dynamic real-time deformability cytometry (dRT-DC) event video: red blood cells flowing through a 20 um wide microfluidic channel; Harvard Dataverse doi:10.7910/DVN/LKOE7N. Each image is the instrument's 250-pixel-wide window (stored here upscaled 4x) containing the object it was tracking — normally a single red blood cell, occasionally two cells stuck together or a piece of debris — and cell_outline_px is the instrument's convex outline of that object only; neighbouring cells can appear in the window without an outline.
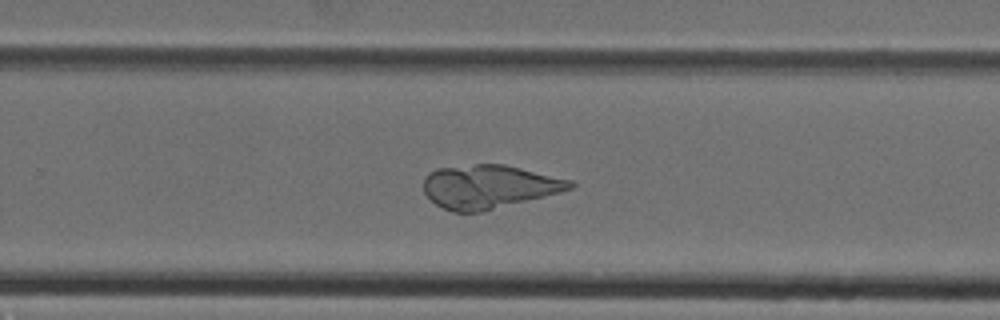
{"species": "Egyptian fruit bat (a non-hibernating species)", "species_latin": "Rousettus aegyptiacus", "temperature_condition": "cold", "stored_images_in_passage": 26, "camera_frame_rate_fps": 3000, "um_per_image_px": 0.085, "animal": {"sex": "female"}, "frame": {"image": 1, "passage_image": 19, "time_ms": 6.0, "image_size_px": [1000, 320], "cell_outline_px": [[576, 184], [572, 188], [560, 192], [484, 212], [452, 212], [436, 204], [424, 192], [424, 176], [428, 172], [436, 168], [476, 164], [504, 164], [572, 180]], "centroid_in_image_um": [41.55, 15.86], "position_along_channel_um": 288.3, "area_um2": 37.22}}
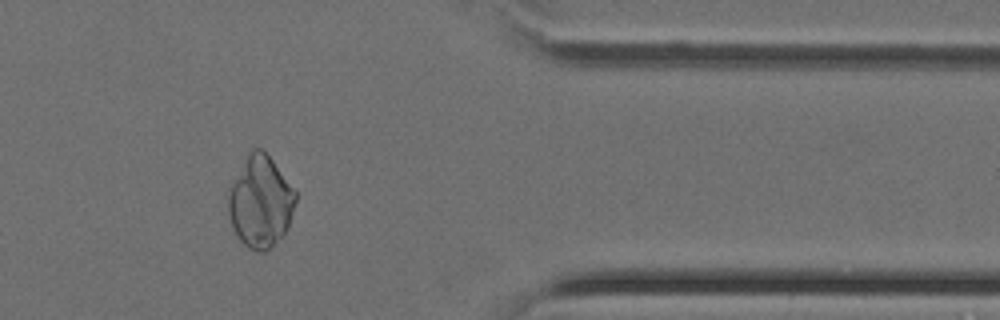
{"frame": {"image": 2, "passage_image": 26, "time_ms": 8.333, "image_size_px": [1000, 320], "cell_outline_px": [[296, 200], [288, 228], [264, 252], [256, 252], [248, 248], [236, 236], [232, 228], [228, 212], [228, 196], [232, 184], [248, 152], [252, 148], [260, 148], [272, 160], [296, 192]], "centroid_in_image_um": [22.12, 17.17], "position_along_channel_um": 389.3, "area_um2": 35.37}}